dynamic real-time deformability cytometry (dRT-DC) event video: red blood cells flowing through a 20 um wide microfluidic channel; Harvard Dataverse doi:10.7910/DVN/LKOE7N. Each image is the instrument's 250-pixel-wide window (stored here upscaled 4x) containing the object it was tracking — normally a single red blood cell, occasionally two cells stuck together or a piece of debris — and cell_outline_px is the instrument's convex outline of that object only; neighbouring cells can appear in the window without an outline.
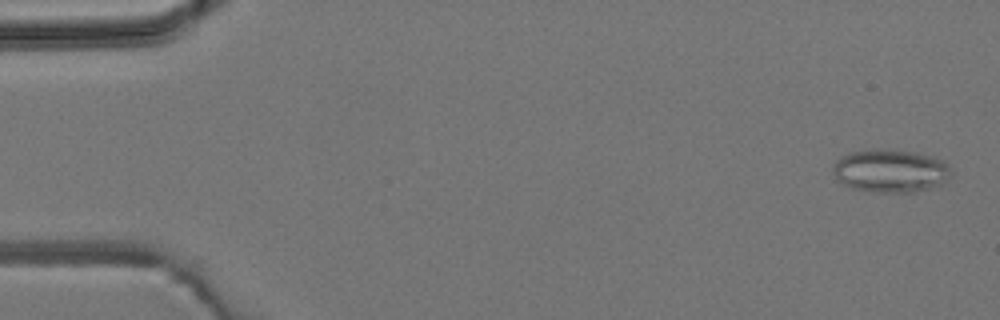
{"species": "common noctule bat (a hibernating species)", "species_latin": "Nyctalus noctula", "temperature_condition": "room temperature", "stored_images_in_passage": 7, "camera_frame_rate_fps": 3000, "um_per_image_px": 0.085, "animal": {"sex": "male", "body_mass_g": 19.2, "forearm_length_mm": 51.8}, "frame": {"image": 1, "passage_image": 1, "time_ms": 0.0, "image_size_px": [1000, 320], "cell_outline_px": [[952, 176], [940, 184], [916, 192], [876, 192], [852, 188], [844, 184], [836, 176], [832, 168], [832, 164], [840, 156], [848, 152], [872, 148], [896, 148], [936, 156], [944, 160], [948, 164], [952, 172]], "centroid_in_image_um": [75.71, 14.47], "position_along_channel_um": 9.3, "area_um2": 30.35}}
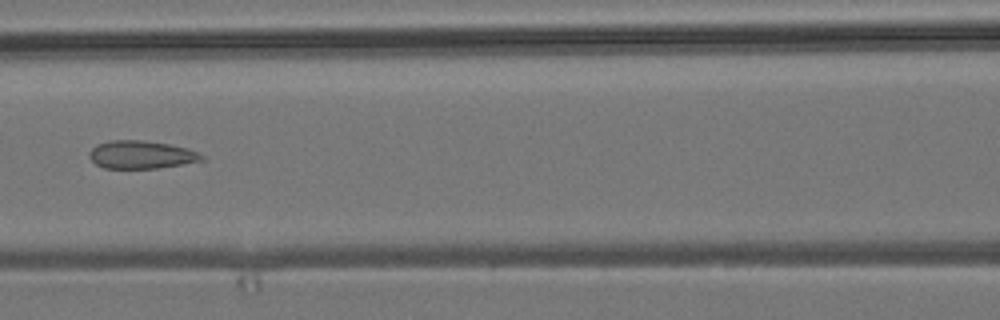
{"frame": {"image": 2, "passage_image": 7, "time_ms": 6.667, "image_size_px": [1000, 320], "cell_outline_px": [[204, 160], [156, 168], [104, 168], [96, 164], [88, 156], [88, 152], [96, 144], [112, 140], [144, 140], [168, 144], [188, 148], [204, 156]], "centroid_in_image_um": [11.96, 13.14], "position_along_channel_um": 154.6, "area_um2": 18.21}}